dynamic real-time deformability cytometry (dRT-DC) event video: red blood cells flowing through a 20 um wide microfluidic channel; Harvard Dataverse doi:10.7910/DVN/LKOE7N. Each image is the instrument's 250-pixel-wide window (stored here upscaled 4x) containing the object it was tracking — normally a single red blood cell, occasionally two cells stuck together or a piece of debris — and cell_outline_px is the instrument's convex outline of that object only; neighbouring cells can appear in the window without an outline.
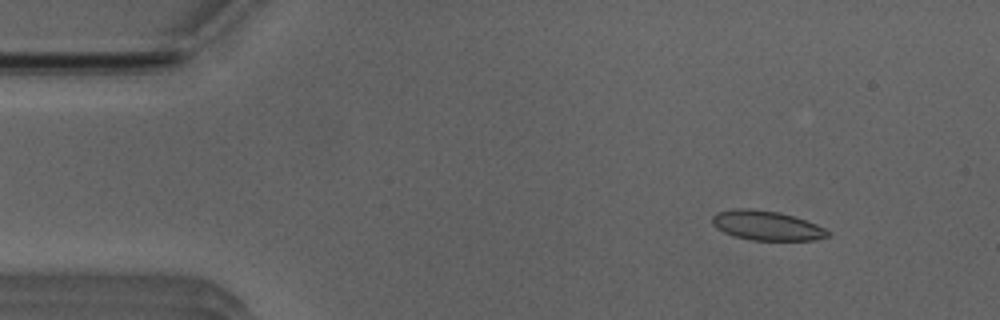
{"species": "Egyptian fruit bat (a non-hibernating species)", "species_latin": "Rousettus aegyptiacus", "temperature_condition": "room temperature", "stored_images_in_passage": 15, "camera_frame_rate_fps": 3000, "um_per_image_px": 0.085, "animal": {"sex": "male"}, "frame": {"image": 1, "passage_image": 5, "time_ms": 1.333, "image_size_px": [1000, 320], "cell_outline_px": [[828, 236], [812, 240], [752, 240], [736, 236], [724, 232], [716, 228], [712, 224], [712, 216], [716, 212], [736, 208], [744, 208], [780, 212], [816, 224], [824, 228], [828, 232]], "centroid_in_image_um": [65.11, 19.16], "position_along_channel_um": 19.9, "area_um2": 19.59}}